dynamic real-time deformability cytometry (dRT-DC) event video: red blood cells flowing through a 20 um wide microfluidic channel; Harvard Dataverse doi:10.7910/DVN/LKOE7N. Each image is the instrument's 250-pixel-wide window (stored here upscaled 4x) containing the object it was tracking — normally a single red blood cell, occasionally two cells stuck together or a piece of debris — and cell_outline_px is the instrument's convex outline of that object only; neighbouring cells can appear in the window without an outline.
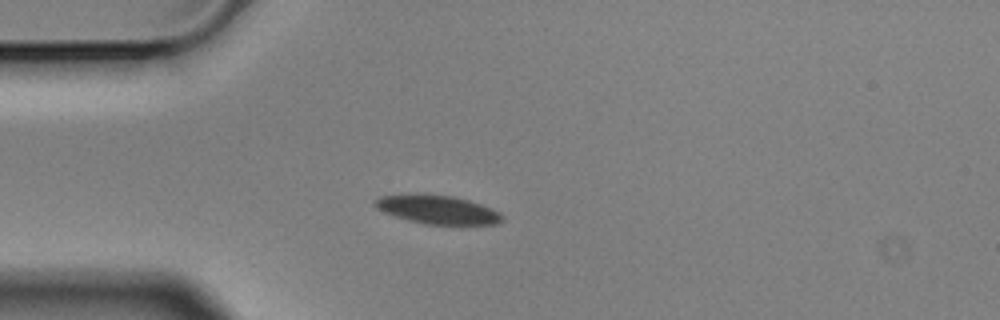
{"species": "Egyptian fruit bat (a non-hibernating species)", "species_latin": "Rousettus aegyptiacus", "temperature_condition": "cold", "stored_images_in_passage": 3, "camera_frame_rate_fps": 3000, "um_per_image_px": 0.085, "animal": {"sex": "male"}, "frame": {"image": 1, "passage_image": 3, "time_ms": 0.667, "image_size_px": [1000, 320], "cell_outline_px": [[504, 220], [496, 224], [424, 224], [408, 220], [384, 212], [376, 208], [372, 204], [372, 200], [380, 196], [452, 196], [468, 200], [492, 208], [500, 212], [504, 216]], "centroid_in_image_um": [37.23, 17.85], "position_along_channel_um": 47.8, "area_um2": 20.58}}